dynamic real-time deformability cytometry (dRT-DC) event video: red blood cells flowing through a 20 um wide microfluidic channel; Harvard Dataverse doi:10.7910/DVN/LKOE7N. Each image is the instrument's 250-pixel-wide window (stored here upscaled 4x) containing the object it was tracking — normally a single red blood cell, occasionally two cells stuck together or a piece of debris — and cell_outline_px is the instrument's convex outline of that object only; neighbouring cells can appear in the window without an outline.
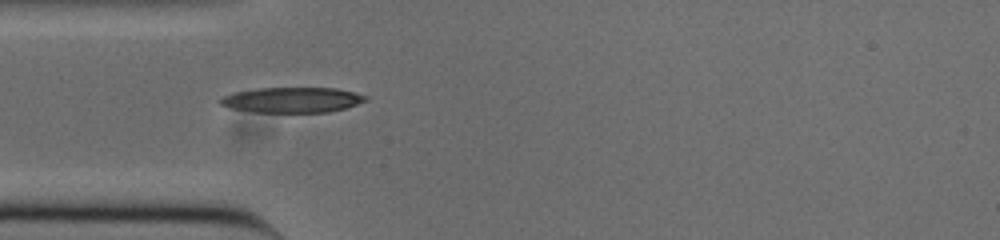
{"species": "common noctule bat (a hibernating species)", "species_latin": "Nyctalus noctula", "temperature_condition": "cold", "stored_images_in_passage": 39, "camera_frame_rate_fps": 3000, "um_per_image_px": 0.085, "animal": {"sex": "male", "body_mass_g": 20.0, "forearm_length_mm": 53.3}, "frame": {"image": 1, "passage_image": 1, "time_ms": 0.0, "image_size_px": [1000, 240], "cell_outline_px": [[368, 100], [344, 108], [328, 112], [252, 112], [228, 108], [220, 104], [216, 100], [220, 96], [236, 92], [260, 88], [336, 88], [368, 96]], "centroid_in_image_um": [24.76, 8.49], "position_along_channel_um": 60.2, "area_um2": 21.5}}
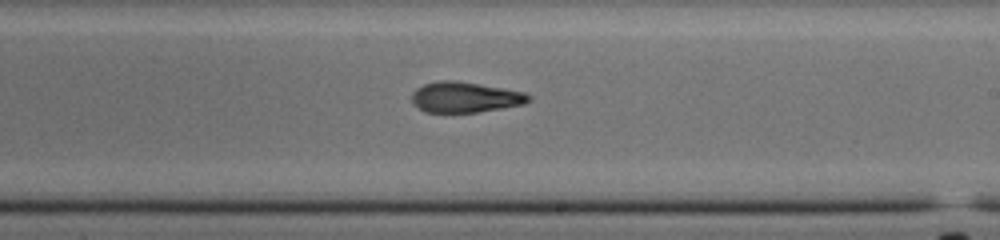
{"frame": {"image": 2, "passage_image": 16, "time_ms": 5.0, "image_size_px": [1000, 240], "cell_outline_px": [[532, 100], [524, 104], [476, 112], [424, 112], [412, 100], [412, 92], [416, 88], [424, 84], [440, 80], [452, 80], [524, 92], [532, 96]], "centroid_in_image_um": [39.53, 8.26], "position_along_channel_um": 249.5, "area_um2": 20.46}}
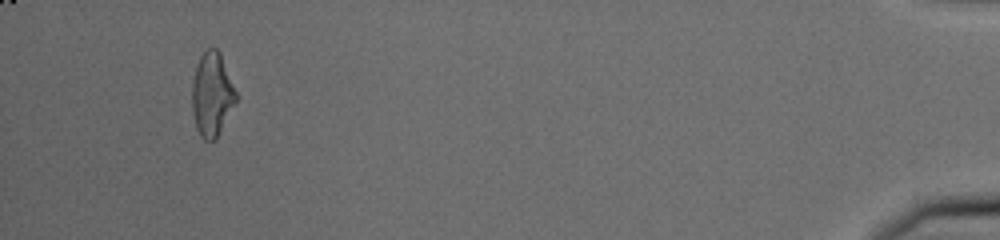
{"frame": {"image": 3, "passage_image": 36, "time_ms": 11.667, "image_size_px": [1000, 240], "cell_outline_px": [[236, 100], [216, 140], [204, 140], [200, 136], [196, 128], [192, 112], [192, 84], [196, 68], [200, 56], [208, 48], [216, 48], [220, 52], [236, 92]], "centroid_in_image_um": [18.0, 8.04], "position_along_channel_um": 417.2, "area_um2": 21.21}, "authors_computed_cell_mechanics": {"area_um2": 21.1548, "velocity_mm_per_s": 3.7938, "shape_relaxation_time_tau1_ms": null, "shape_relaxation_time_tau2_ms": 3.4132, "deformation_change_tau1": null, "deformation_change_tau2": 0.1223}}